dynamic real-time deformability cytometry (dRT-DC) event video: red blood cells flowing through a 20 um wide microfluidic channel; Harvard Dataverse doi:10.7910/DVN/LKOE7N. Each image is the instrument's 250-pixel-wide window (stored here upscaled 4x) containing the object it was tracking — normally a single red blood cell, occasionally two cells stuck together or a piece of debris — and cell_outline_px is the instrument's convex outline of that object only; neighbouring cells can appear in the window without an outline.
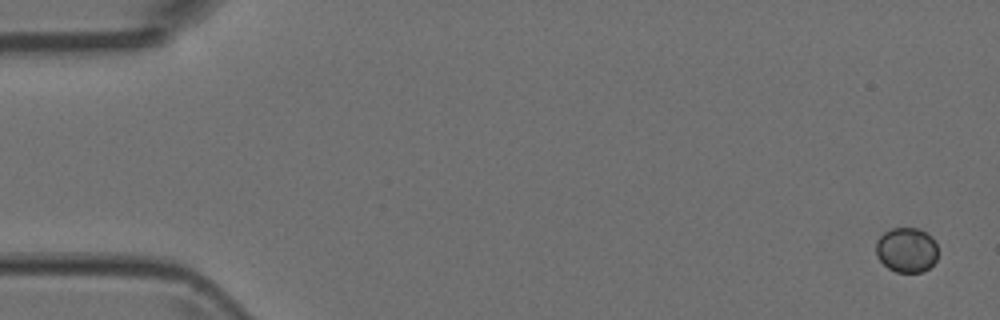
{"species": "Egyptian fruit bat (a non-hibernating species)", "species_latin": "Rousettus aegyptiacus", "temperature_condition": "room temperature", "stored_images_in_passage": 5, "camera_frame_rate_fps": 3000, "um_per_image_px": 0.085, "animal": {"sex": "female"}, "frame": {"image": 1, "passage_image": 1, "time_ms": 0.0, "image_size_px": [1000, 320], "cell_outline_px": [[936, 260], [924, 272], [896, 272], [888, 268], [876, 256], [876, 240], [884, 232], [892, 228], [920, 228], [932, 236], [936, 244]], "centroid_in_image_um": [77.05, 21.23], "position_along_channel_um": 8.0, "area_um2": 16.3}}
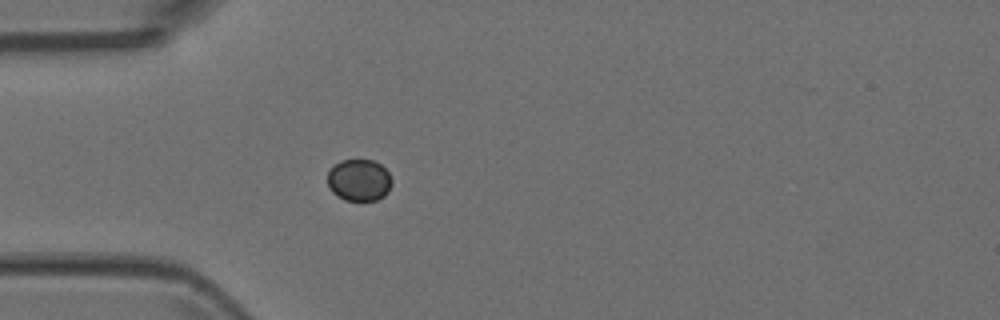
{"frame": {"image": 2, "passage_image": 5, "time_ms": 1.333, "image_size_px": [1000, 320], "cell_outline_px": [[392, 184], [388, 192], [384, 196], [376, 200], [344, 200], [336, 196], [332, 192], [328, 184], [328, 172], [332, 164], [340, 160], [372, 160], [380, 164], [388, 172], [392, 180]], "centroid_in_image_um": [30.51, 15.3], "position_along_channel_um": 54.5, "area_um2": 15.84}}